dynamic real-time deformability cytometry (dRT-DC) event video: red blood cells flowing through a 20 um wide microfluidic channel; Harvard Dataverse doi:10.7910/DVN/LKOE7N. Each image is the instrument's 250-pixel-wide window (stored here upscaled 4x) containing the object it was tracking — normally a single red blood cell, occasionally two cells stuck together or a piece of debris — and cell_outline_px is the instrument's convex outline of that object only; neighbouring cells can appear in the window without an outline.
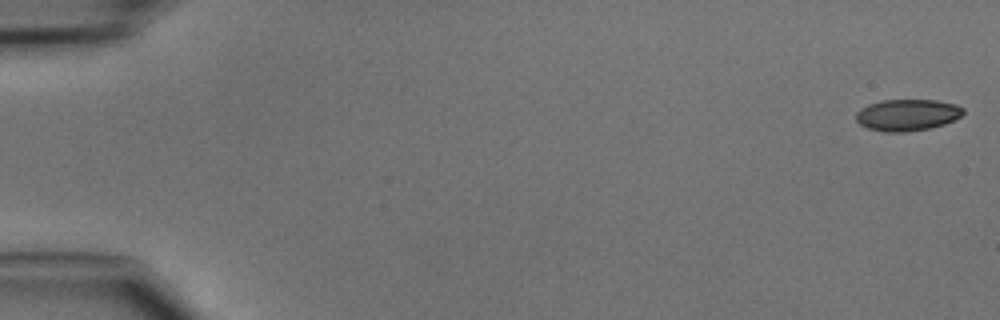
{"species": "common noctule bat (a hibernating species)", "species_latin": "Nyctalus noctula", "temperature_condition": "cold", "stored_images_in_passage": 44, "camera_frame_rate_fps": 3000, "um_per_image_px": 0.085, "animal": {"sex": "male", "body_mass_g": 15.6}, "frame": {"image": 1, "passage_image": 1, "time_ms": 0.0, "image_size_px": [1000, 320], "cell_outline_px": [[964, 112], [960, 116], [944, 124], [928, 128], [904, 132], [884, 132], [868, 128], [860, 124], [856, 120], [856, 112], [860, 108], [868, 104], [880, 100], [936, 100], [956, 104], [964, 108]], "centroid_in_image_um": [77.09, 9.76], "position_along_channel_um": 7.9, "area_um2": 19.71}}
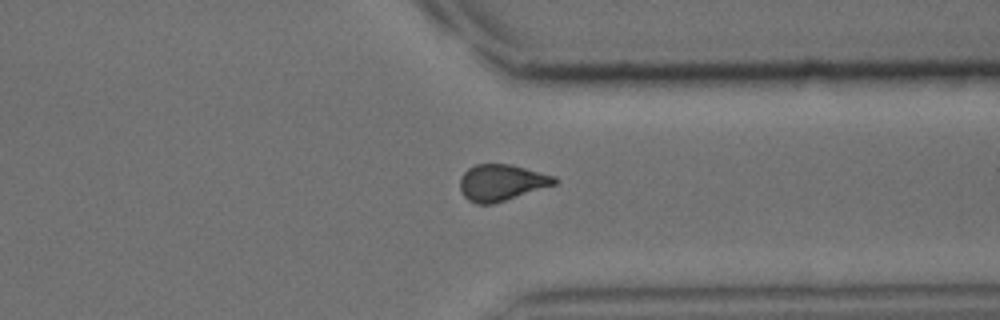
{"frame": {"image": 2, "passage_image": 37, "time_ms": 12.0, "image_size_px": [1000, 320], "cell_outline_px": [[560, 180], [556, 184], [492, 204], [476, 204], [468, 200], [464, 196], [460, 188], [460, 176], [468, 168], [476, 164], [512, 164], [556, 176]], "centroid_in_image_um": [42.64, 15.5], "position_along_channel_um": 368.8, "area_um2": 20.11}}
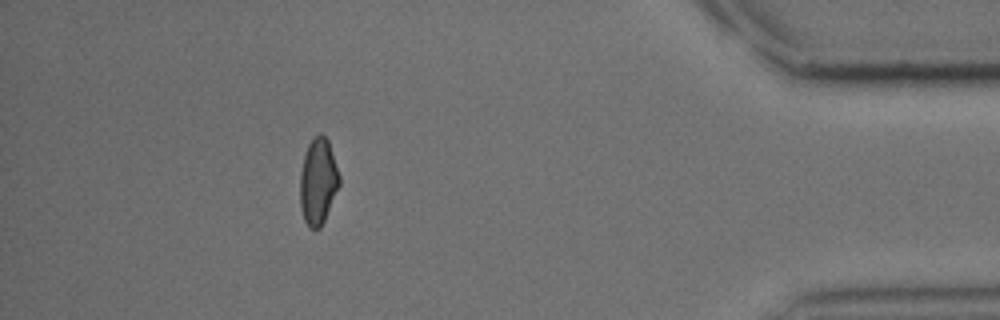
{"frame": {"image": 3, "passage_image": 43, "time_ms": 14.0, "image_size_px": [1000, 320], "cell_outline_px": [[340, 184], [324, 220], [320, 228], [308, 228], [304, 220], [300, 208], [300, 172], [304, 156], [308, 144], [320, 132], [328, 140], [340, 176]], "centroid_in_image_um": [27.03, 15.43], "position_along_channel_um": 408.2, "area_um2": 19.65}}